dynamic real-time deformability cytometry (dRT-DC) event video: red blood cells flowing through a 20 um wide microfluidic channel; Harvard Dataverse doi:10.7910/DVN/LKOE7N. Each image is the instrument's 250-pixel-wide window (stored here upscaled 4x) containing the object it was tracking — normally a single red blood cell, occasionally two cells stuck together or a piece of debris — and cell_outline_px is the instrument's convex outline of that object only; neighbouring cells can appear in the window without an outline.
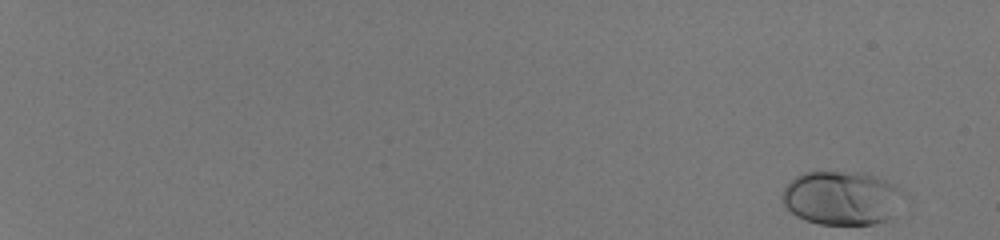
{"species": "human", "species_latin": "Homo sapiens", "temperature_condition": "room temperature", "stored_images_in_passage": 53, "camera_frame_rate_fps": 3000, "um_per_image_px": 0.085, "donor": {"sex": "male"}, "frame": {"image": 1, "passage_image": 1, "time_ms": 0.0, "image_size_px": [1000, 240], "cell_outline_px": [[900, 192], [884, 220], [872, 224], [820, 224], [804, 220], [796, 216], [784, 204], [780, 196], [784, 188], [796, 176], [804, 172], [864, 172], [876, 176], [896, 184]], "centroid_in_image_um": [71.4, 16.8], "position_along_channel_um": 13.6, "area_um2": 36.99}}
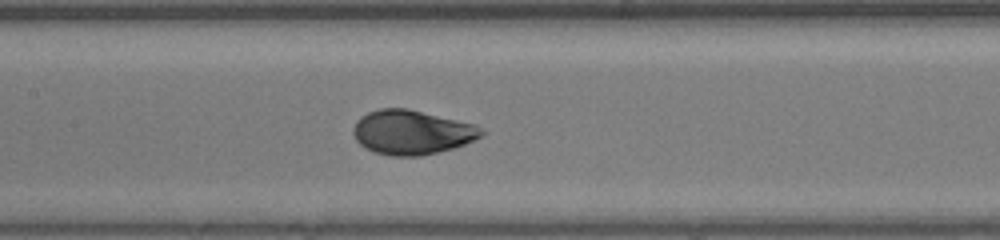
{"frame": {"image": 2, "passage_image": 31, "time_ms": 10.0, "image_size_px": [1000, 240], "cell_outline_px": [[488, 132], [464, 144], [452, 148], [420, 156], [388, 156], [372, 152], [364, 148], [356, 140], [352, 132], [352, 128], [356, 120], [360, 116], [368, 112], [380, 108], [408, 108], [476, 124]], "centroid_in_image_um": [34.97, 11.24], "position_along_channel_um": 172.4, "area_um2": 33.47}}
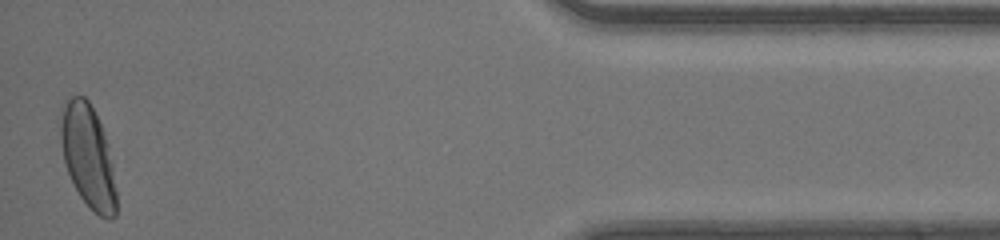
{"frame": {"image": 3, "passage_image": 53, "time_ms": 17.333, "image_size_px": [1000, 240], "cell_outline_px": [[116, 216], [112, 220], [108, 220], [100, 216], [80, 196], [68, 172], [64, 160], [60, 140], [60, 108], [72, 96], [84, 96], [88, 100], [104, 132], [108, 144], [112, 164], [116, 192]], "centroid_in_image_um": [7.48, 13.27], "position_along_channel_um": 427.7, "area_um2": 33.12}, "authors_computed_cell_mechanics": {"area_um2": 32.8882, "velocity_mm_per_s": 4.1396, "shape_relaxation_time_tau1_ms": 2.3237, "shape_relaxation_time_tau2_ms": null, "deformation_change_tau1": 0.1503, "deformation_change_tau2": null}}